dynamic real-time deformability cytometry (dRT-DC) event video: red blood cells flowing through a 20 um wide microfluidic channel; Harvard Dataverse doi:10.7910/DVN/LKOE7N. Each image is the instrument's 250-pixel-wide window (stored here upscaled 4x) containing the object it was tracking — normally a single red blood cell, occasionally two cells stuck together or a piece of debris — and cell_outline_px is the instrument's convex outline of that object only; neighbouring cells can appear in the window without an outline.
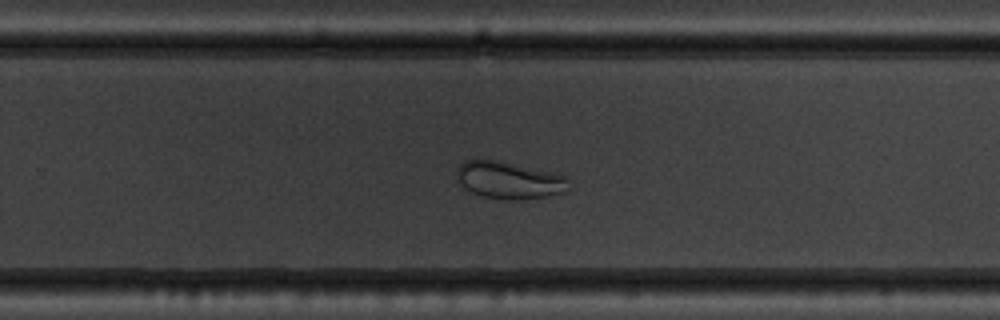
{"species": "common noctule bat (a hibernating species)", "species_latin": "Nyctalus noctula", "temperature_condition": "warm", "stored_images_in_passage": 46, "camera_frame_rate_fps": 3000, "um_per_image_px": 0.085, "animal": {"sex": "male", "body_mass_g": 19.5, "forearm_length_mm": 54.6}, "frame": {"image": 1, "passage_image": 27, "time_ms": 8.667, "image_size_px": [1000, 320], "cell_outline_px": [[568, 188], [564, 192], [548, 196], [520, 200], [504, 200], [484, 196], [472, 192], [464, 188], [456, 180], [456, 168], [464, 160], [496, 160], [552, 172], [568, 176]], "centroid_in_image_um": [43.25, 15.32], "position_along_channel_um": 286.5, "area_um2": 24.39}}
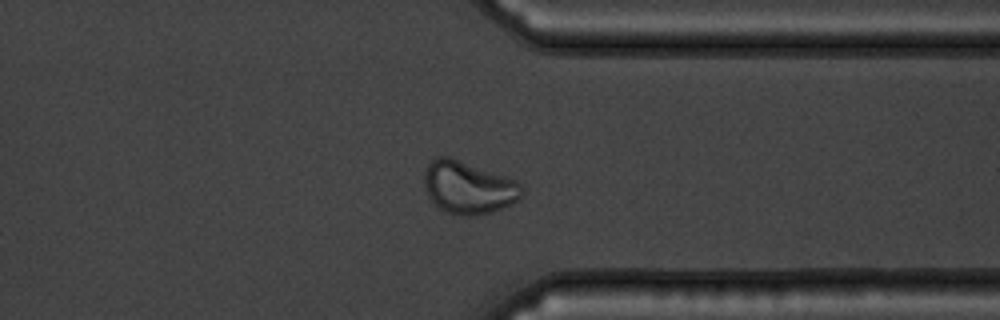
{"frame": {"image": 2, "passage_image": 34, "time_ms": 11.0, "image_size_px": [1000, 320], "cell_outline_px": [[524, 192], [512, 204], [492, 212], [476, 216], [460, 216], [444, 212], [428, 196], [424, 184], [424, 172], [428, 164], [436, 156], [448, 156], [516, 180], [524, 188]], "centroid_in_image_um": [39.8, 15.95], "position_along_channel_um": 371.6, "area_um2": 29.94}}
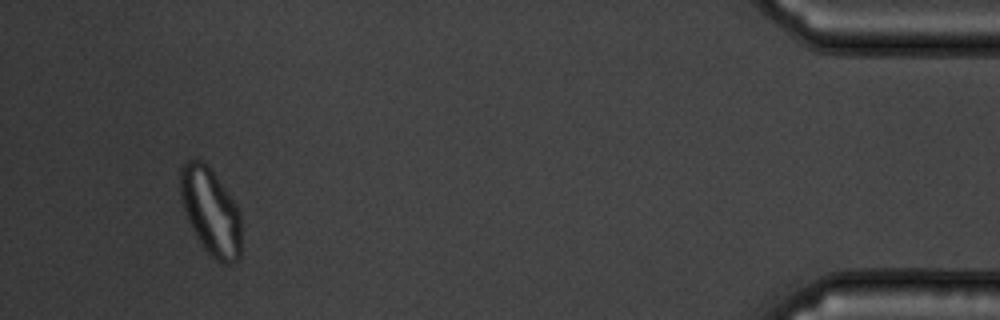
{"frame": {"image": 3, "passage_image": 43, "time_ms": 14.0, "image_size_px": [1000, 320], "cell_outline_px": [[240, 256], [236, 264], [220, 264], [204, 248], [196, 236], [184, 212], [180, 200], [180, 168], [184, 160], [200, 160], [208, 164], [236, 204], [240, 212]], "centroid_in_image_um": [17.9, 17.97], "position_along_channel_um": 417.3, "area_um2": 31.15}}